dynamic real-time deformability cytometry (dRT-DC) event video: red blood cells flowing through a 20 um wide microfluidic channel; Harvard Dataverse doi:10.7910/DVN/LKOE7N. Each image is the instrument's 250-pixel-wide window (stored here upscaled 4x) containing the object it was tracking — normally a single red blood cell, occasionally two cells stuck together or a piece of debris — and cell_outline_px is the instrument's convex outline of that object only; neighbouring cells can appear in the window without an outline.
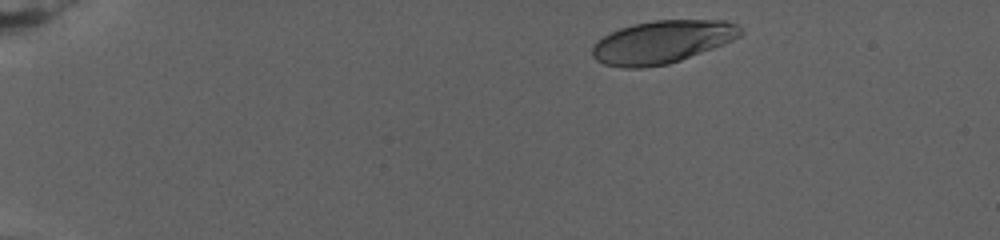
{"species": "human", "species_latin": "Homo sapiens", "temperature_condition": "warm", "stored_images_in_passage": 46, "camera_frame_rate_fps": 3000, "um_per_image_px": 0.085, "donor": {"sex": "female"}, "frame": {"image": 1, "passage_image": 2, "time_ms": 1.0, "image_size_px": [1000, 240], "cell_outline_px": [[744, 32], [740, 36], [724, 44], [680, 60], [668, 64], [644, 68], [624, 68], [604, 64], [596, 60], [592, 56], [592, 48], [596, 40], [620, 28], [632, 24], [656, 20], [724, 20], [736, 24]], "centroid_in_image_um": [56.27, 3.57], "position_along_channel_um": 28.7, "area_um2": 36.99}}
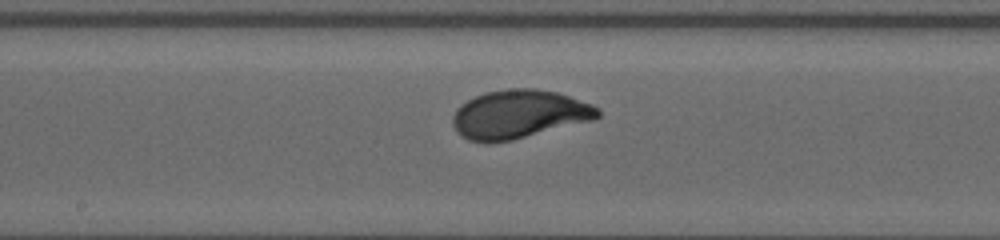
{"frame": {"image": 2, "passage_image": 26, "time_ms": 11.667, "image_size_px": [1000, 240], "cell_outline_px": [[600, 116], [592, 120], [512, 140], [488, 144], [468, 140], [456, 132], [452, 124], [452, 116], [456, 108], [460, 104], [484, 92], [508, 88], [536, 88], [556, 92], [592, 104], [600, 108]], "centroid_in_image_um": [44.07, 9.71], "position_along_channel_um": 204.1, "area_um2": 41.27}}
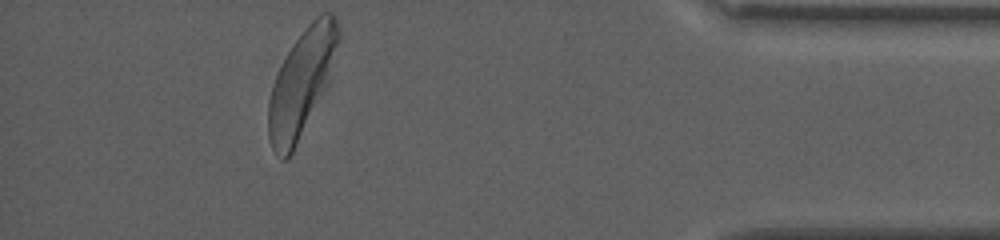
{"frame": {"image": 3, "passage_image": 46, "time_ms": 21.0, "image_size_px": [1000, 240], "cell_outline_px": [[340, 40], [296, 144], [288, 160], [280, 160], [272, 148], [268, 136], [268, 104], [272, 88], [276, 76], [288, 52], [304, 28], [320, 12], [332, 12], [336, 16], [340, 28]], "centroid_in_image_um": [25.56, 6.97], "position_along_channel_um": 409.6, "area_um2": 40.58}, "authors_computed_cell_mechanics": {"area_um2": 39.5352, "velocity_mm_per_s": 2.6194, "shape_relaxation_time_tau1_ms": 4.7697, "shape_relaxation_time_tau2_ms": null, "deformation_change_tau1": 0.1945, "deformation_change_tau2": null}}